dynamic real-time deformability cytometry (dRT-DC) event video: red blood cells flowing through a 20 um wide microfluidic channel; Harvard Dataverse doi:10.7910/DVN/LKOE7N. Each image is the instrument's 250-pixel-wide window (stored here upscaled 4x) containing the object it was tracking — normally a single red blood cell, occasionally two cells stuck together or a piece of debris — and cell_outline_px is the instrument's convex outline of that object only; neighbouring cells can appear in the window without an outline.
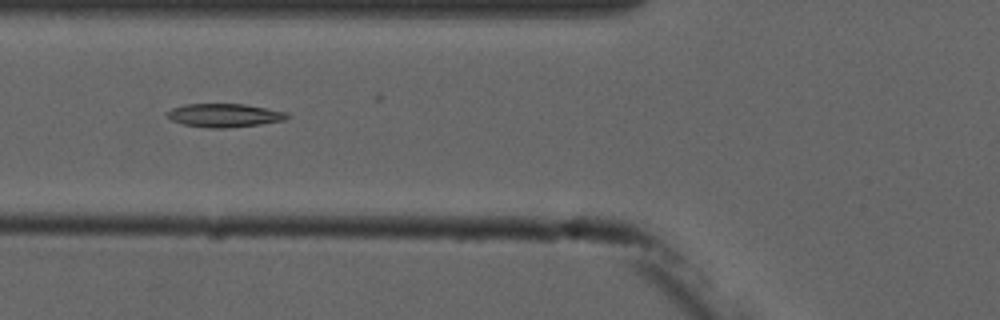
{"species": "common noctule bat (a hibernating species)", "species_latin": "Nyctalus noctula", "temperature_condition": "cold", "stored_images_in_passage": 9, "camera_frame_rate_fps": 3000, "um_per_image_px": 0.085, "animal": {"sex": "male", "forearm_length_mm": 52.5}, "frame": {"image": 1, "passage_image": 4, "time_ms": 3.667, "image_size_px": [1000, 320], "cell_outline_px": [[292, 116], [284, 120], [260, 124], [224, 128], [212, 128], [184, 124], [172, 120], [164, 116], [164, 112], [172, 108], [184, 104], [244, 104], [288, 112]], "centroid_in_image_um": [19.06, 9.79], "position_along_channel_um": 106.7, "area_um2": 16.47}}
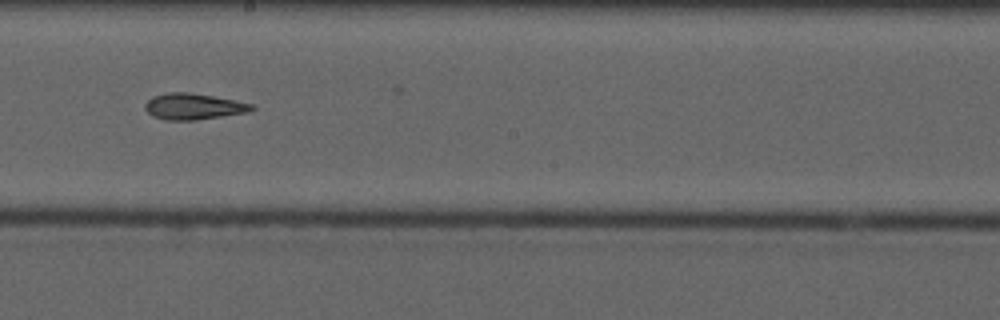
{"frame": {"image": 2, "passage_image": 7, "time_ms": 7.0, "image_size_px": [1000, 320], "cell_outline_px": [[256, 108], [248, 112], [196, 120], [168, 120], [152, 116], [144, 108], [144, 104], [152, 96], [168, 92], [188, 92], [212, 96], [252, 104]], "centroid_in_image_um": [16.41, 9.05], "position_along_channel_um": 231.8, "area_um2": 16.13}}
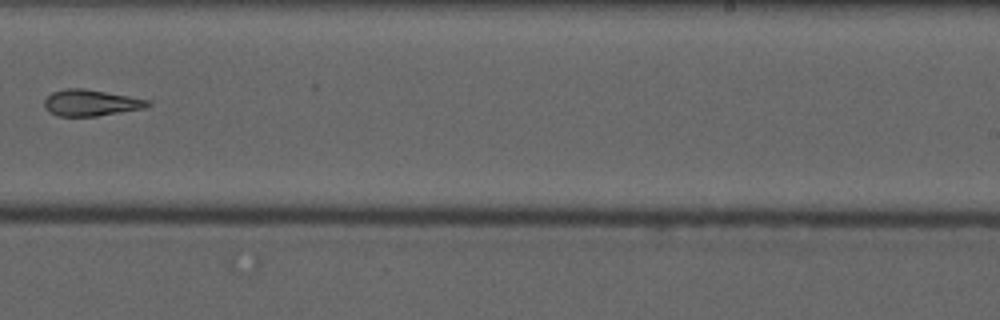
{"frame": {"image": 3, "passage_image": 8, "time_ms": 8.333, "image_size_px": [1000, 320], "cell_outline_px": [[152, 104], [144, 108], [96, 116], [60, 116], [48, 112], [44, 108], [44, 100], [52, 92], [64, 88], [84, 88], [128, 96], [148, 100]], "centroid_in_image_um": [7.67, 8.73], "position_along_channel_um": 281.3, "area_um2": 15.78}}